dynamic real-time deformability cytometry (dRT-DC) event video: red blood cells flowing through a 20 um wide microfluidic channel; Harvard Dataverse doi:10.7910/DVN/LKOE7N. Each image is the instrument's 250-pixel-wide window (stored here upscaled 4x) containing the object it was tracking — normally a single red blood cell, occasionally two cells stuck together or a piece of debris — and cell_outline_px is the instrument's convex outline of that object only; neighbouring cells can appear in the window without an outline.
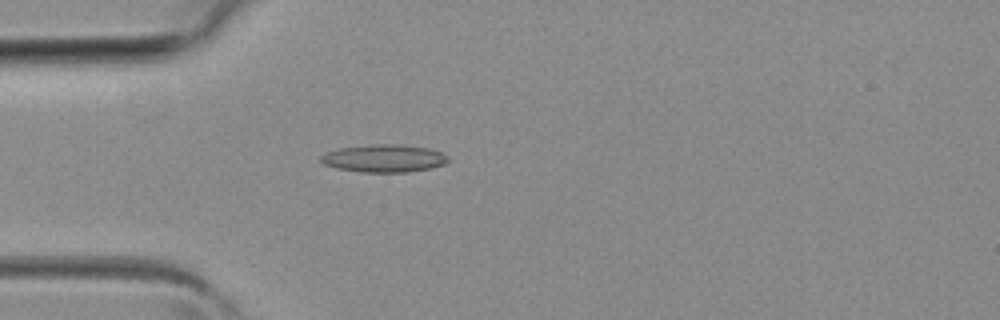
{"species": "common noctule bat (a hibernating species)", "species_latin": "Nyctalus noctula", "temperature_condition": "room temperature", "stored_images_in_passage": 1, "camera_frame_rate_fps": 3000, "um_per_image_px": 0.085, "animal": {"sex": "female", "body_mass_g": 19.3, "forearm_length_mm": 54.1}, "frame": {"image": 1, "passage_image": 1, "time_ms": 0.0, "image_size_px": [1000, 320], "cell_outline_px": [[448, 160], [444, 164], [432, 168], [408, 172], [360, 172], [336, 168], [324, 164], [320, 160], [320, 156], [328, 152], [340, 148], [376, 144], [392, 144], [428, 148], [440, 152], [448, 156]], "centroid_in_image_um": [32.64, 13.47], "position_along_channel_um": 52.4, "area_um2": 20.35}}